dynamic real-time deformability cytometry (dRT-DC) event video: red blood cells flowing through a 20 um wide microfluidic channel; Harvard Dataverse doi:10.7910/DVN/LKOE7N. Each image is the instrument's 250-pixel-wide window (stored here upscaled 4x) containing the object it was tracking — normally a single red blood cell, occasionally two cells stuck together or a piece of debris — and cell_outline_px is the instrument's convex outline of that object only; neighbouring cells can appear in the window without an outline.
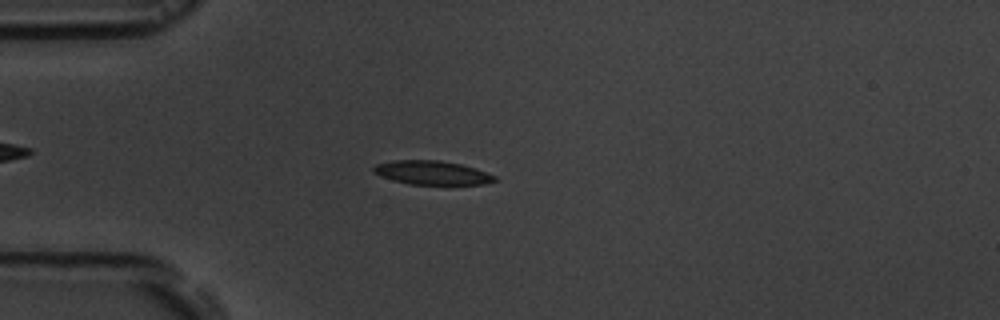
{"species": "common noctule bat (a hibernating species)", "species_latin": "Nyctalus noctula", "temperature_condition": "room temperature", "stored_images_in_passage": 4, "camera_frame_rate_fps": 3000, "um_per_image_px": 0.085, "animal": {"sex": "male", "body_mass_g": 19.5, "forearm_length_mm": 54.6}, "frame": {"image": 1, "passage_image": 4, "time_ms": 3.333, "image_size_px": [1000, 320], "cell_outline_px": [[496, 180], [484, 184], [408, 184], [392, 180], [380, 176], [372, 172], [372, 168], [376, 164], [392, 160], [440, 160], [460, 164], [476, 168], [496, 176]], "centroid_in_image_um": [36.68, 14.67], "position_along_channel_um": 48.3, "area_um2": 16.88}}